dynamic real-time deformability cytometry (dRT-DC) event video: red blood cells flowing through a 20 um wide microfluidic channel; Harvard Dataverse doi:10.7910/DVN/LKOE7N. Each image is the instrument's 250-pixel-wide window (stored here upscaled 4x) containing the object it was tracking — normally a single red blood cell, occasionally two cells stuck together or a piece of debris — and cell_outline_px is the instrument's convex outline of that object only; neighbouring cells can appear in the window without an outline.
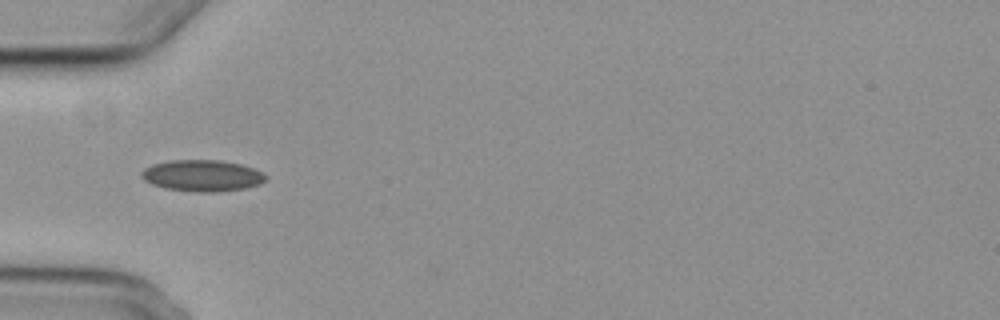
{"species": "common noctule bat (a hibernating species)", "species_latin": "Nyctalus noctula", "temperature_condition": "cold", "stored_images_in_passage": 7, "camera_frame_rate_fps": 3000, "um_per_image_px": 0.085, "animal": {"sex": "female", "body_mass_g": 29.2, "forearm_length_mm": 56.3}, "frame": {"image": 1, "passage_image": 6, "time_ms": 5.667, "image_size_px": [1000, 320], "cell_outline_px": [[268, 176], [260, 184], [244, 188], [216, 192], [196, 192], [164, 188], [152, 184], [144, 180], [140, 176], [140, 172], [144, 168], [152, 164], [172, 160], [220, 160], [240, 164], [252, 168]], "centroid_in_image_um": [17.15, 14.93], "position_along_channel_um": 67.9, "area_um2": 22.72}}
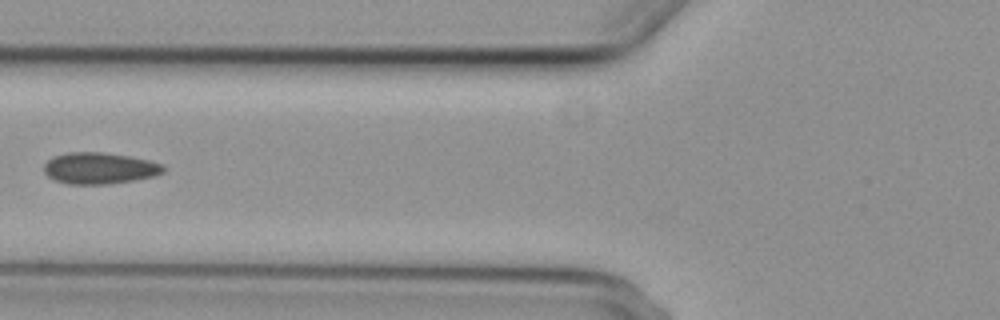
{"frame": {"image": 2, "passage_image": 7, "time_ms": 7.0, "image_size_px": [1000, 320], "cell_outline_px": [[164, 172], [156, 176], [108, 184], [68, 184], [52, 180], [44, 172], [44, 164], [52, 156], [68, 152], [104, 152], [128, 156], [148, 160], [164, 164]], "centroid_in_image_um": [8.43, 14.3], "position_along_channel_um": 117.4, "area_um2": 22.02}}